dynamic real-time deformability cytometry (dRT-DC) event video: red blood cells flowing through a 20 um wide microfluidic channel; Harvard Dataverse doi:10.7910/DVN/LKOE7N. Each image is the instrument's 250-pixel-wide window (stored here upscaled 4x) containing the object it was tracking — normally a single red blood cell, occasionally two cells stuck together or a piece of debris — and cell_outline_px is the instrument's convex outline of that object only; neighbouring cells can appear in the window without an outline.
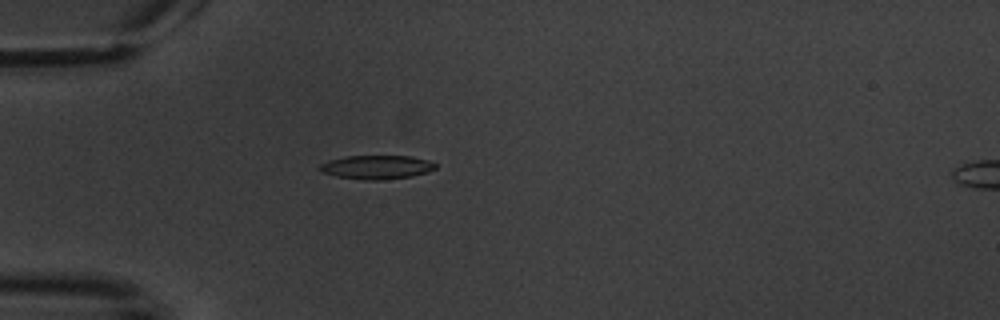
{"species": "common noctule bat (a hibernating species)", "species_latin": "Nyctalus noctula", "temperature_condition": "warm", "stored_images_in_passage": 3, "camera_frame_rate_fps": 3000, "um_per_image_px": 0.085, "animal": {"sex": "male", "body_mass_g": 20.1, "forearm_length_mm": 53.5}, "frame": {"image": 1, "passage_image": 2, "time_ms": 1.333, "image_size_px": [1000, 320], "cell_outline_px": [[436, 168], [428, 172], [412, 176], [384, 180], [364, 180], [336, 176], [320, 172], [316, 168], [320, 164], [328, 160], [344, 156], [408, 156], [428, 160], [436, 164]], "centroid_in_image_um": [31.96, 14.21], "position_along_channel_um": 53.0, "area_um2": 16.24}}